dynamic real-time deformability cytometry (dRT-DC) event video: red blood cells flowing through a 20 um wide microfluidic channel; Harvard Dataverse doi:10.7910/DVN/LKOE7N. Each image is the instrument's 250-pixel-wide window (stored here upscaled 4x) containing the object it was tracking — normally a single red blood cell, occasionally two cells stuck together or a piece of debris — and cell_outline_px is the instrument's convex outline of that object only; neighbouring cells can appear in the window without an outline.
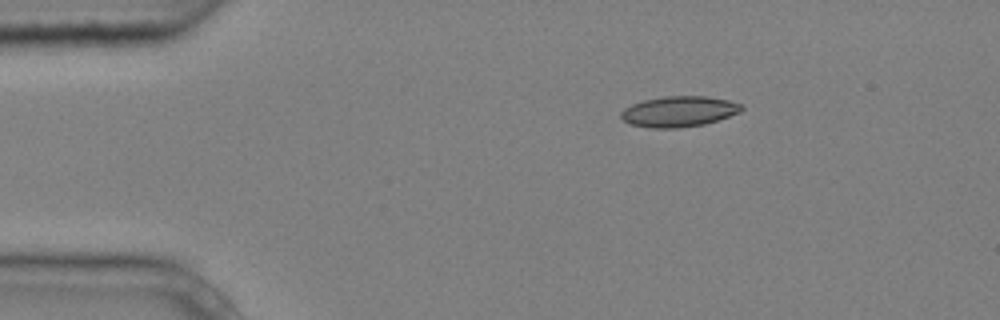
{"species": "common noctule bat (a hibernating species)", "species_latin": "Nyctalus noctula", "temperature_condition": "cold", "stored_images_in_passage": 5, "camera_frame_rate_fps": 3000, "um_per_image_px": 0.085, "animal": {"sex": "male", "body_mass_g": 20.4}, "frame": {"image": 1, "passage_image": 5, "time_ms": 1.333, "image_size_px": [1000, 320], "cell_outline_px": [[744, 108], [740, 112], [704, 124], [680, 128], [652, 128], [628, 124], [620, 116], [620, 112], [624, 108], [632, 104], [644, 100], [664, 96], [708, 96], [728, 100], [744, 104]], "centroid_in_image_um": [57.7, 9.47], "position_along_channel_um": 27.3, "area_um2": 21.62}}